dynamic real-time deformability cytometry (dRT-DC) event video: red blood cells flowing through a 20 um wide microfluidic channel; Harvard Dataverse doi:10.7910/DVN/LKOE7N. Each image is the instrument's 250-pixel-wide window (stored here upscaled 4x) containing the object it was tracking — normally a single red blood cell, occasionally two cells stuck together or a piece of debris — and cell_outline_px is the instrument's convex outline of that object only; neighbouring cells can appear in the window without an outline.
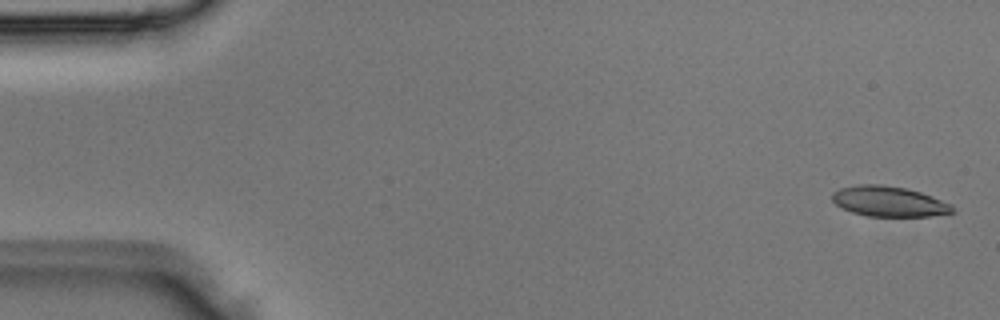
{"species": "Egyptian fruit bat (a non-hibernating species)", "species_latin": "Rousettus aegyptiacus", "temperature_condition": "room temperature", "stored_images_in_passage": 3, "camera_frame_rate_fps": 3000, "um_per_image_px": 0.085, "animal": {"sex": "male"}, "frame": {"image": 1, "passage_image": 1, "time_ms": 0.0, "image_size_px": [1000, 320], "cell_outline_px": [[956, 212], [928, 216], [868, 216], [852, 212], [836, 204], [832, 200], [832, 192], [840, 188], [860, 184], [884, 184], [908, 188], [932, 196], [952, 204]], "centroid_in_image_um": [75.58, 17.11], "position_along_channel_um": 9.4, "area_um2": 21.33}}